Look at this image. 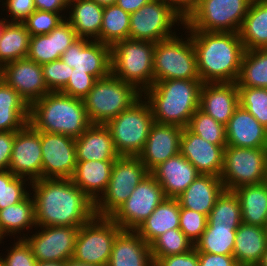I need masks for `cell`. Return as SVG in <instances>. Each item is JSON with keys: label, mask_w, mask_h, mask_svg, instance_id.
I'll return each instance as SVG.
<instances>
[{"label": "cell", "mask_w": 267, "mask_h": 266, "mask_svg": "<svg viewBox=\"0 0 267 266\" xmlns=\"http://www.w3.org/2000/svg\"><path fill=\"white\" fill-rule=\"evenodd\" d=\"M30 188L36 226L80 227L95 216L94 203L71 179L41 178Z\"/></svg>", "instance_id": "6da1fadb"}, {"label": "cell", "mask_w": 267, "mask_h": 266, "mask_svg": "<svg viewBox=\"0 0 267 266\" xmlns=\"http://www.w3.org/2000/svg\"><path fill=\"white\" fill-rule=\"evenodd\" d=\"M197 55V70L203 83L236 82L244 45L235 32L188 31Z\"/></svg>", "instance_id": "7a4b0ae2"}, {"label": "cell", "mask_w": 267, "mask_h": 266, "mask_svg": "<svg viewBox=\"0 0 267 266\" xmlns=\"http://www.w3.org/2000/svg\"><path fill=\"white\" fill-rule=\"evenodd\" d=\"M200 79H170L154 82L142 93L148 102L154 122L185 128L200 105Z\"/></svg>", "instance_id": "3957f363"}, {"label": "cell", "mask_w": 267, "mask_h": 266, "mask_svg": "<svg viewBox=\"0 0 267 266\" xmlns=\"http://www.w3.org/2000/svg\"><path fill=\"white\" fill-rule=\"evenodd\" d=\"M29 123L38 131L79 137L92 123L82 99L48 92L29 108Z\"/></svg>", "instance_id": "277c9868"}, {"label": "cell", "mask_w": 267, "mask_h": 266, "mask_svg": "<svg viewBox=\"0 0 267 266\" xmlns=\"http://www.w3.org/2000/svg\"><path fill=\"white\" fill-rule=\"evenodd\" d=\"M155 43L125 39L110 47L111 74L143 93L154 83Z\"/></svg>", "instance_id": "5b68a950"}, {"label": "cell", "mask_w": 267, "mask_h": 266, "mask_svg": "<svg viewBox=\"0 0 267 266\" xmlns=\"http://www.w3.org/2000/svg\"><path fill=\"white\" fill-rule=\"evenodd\" d=\"M142 93L111 73L97 79L90 92L82 99L92 124L105 125L135 103Z\"/></svg>", "instance_id": "8992f818"}, {"label": "cell", "mask_w": 267, "mask_h": 266, "mask_svg": "<svg viewBox=\"0 0 267 266\" xmlns=\"http://www.w3.org/2000/svg\"><path fill=\"white\" fill-rule=\"evenodd\" d=\"M252 1L194 0L182 29L238 33Z\"/></svg>", "instance_id": "52a82bcc"}, {"label": "cell", "mask_w": 267, "mask_h": 266, "mask_svg": "<svg viewBox=\"0 0 267 266\" xmlns=\"http://www.w3.org/2000/svg\"><path fill=\"white\" fill-rule=\"evenodd\" d=\"M142 98L105 124L120 156H138L154 123L151 108Z\"/></svg>", "instance_id": "ba28073f"}, {"label": "cell", "mask_w": 267, "mask_h": 266, "mask_svg": "<svg viewBox=\"0 0 267 266\" xmlns=\"http://www.w3.org/2000/svg\"><path fill=\"white\" fill-rule=\"evenodd\" d=\"M185 38L177 34L155 43L154 82L170 79H200L197 70V55L190 33Z\"/></svg>", "instance_id": "9c48e42d"}, {"label": "cell", "mask_w": 267, "mask_h": 266, "mask_svg": "<svg viewBox=\"0 0 267 266\" xmlns=\"http://www.w3.org/2000/svg\"><path fill=\"white\" fill-rule=\"evenodd\" d=\"M149 173L138 156H119L114 161L105 192L94 203L95 215L111 217Z\"/></svg>", "instance_id": "30bf717a"}, {"label": "cell", "mask_w": 267, "mask_h": 266, "mask_svg": "<svg viewBox=\"0 0 267 266\" xmlns=\"http://www.w3.org/2000/svg\"><path fill=\"white\" fill-rule=\"evenodd\" d=\"M179 23L183 26L185 17L171 4L151 0L130 14L129 38L157 43L178 34L172 28Z\"/></svg>", "instance_id": "8fae6325"}, {"label": "cell", "mask_w": 267, "mask_h": 266, "mask_svg": "<svg viewBox=\"0 0 267 266\" xmlns=\"http://www.w3.org/2000/svg\"><path fill=\"white\" fill-rule=\"evenodd\" d=\"M122 230L110 217L95 215L79 227L72 258L81 263L107 266L114 239Z\"/></svg>", "instance_id": "7c38bea8"}, {"label": "cell", "mask_w": 267, "mask_h": 266, "mask_svg": "<svg viewBox=\"0 0 267 266\" xmlns=\"http://www.w3.org/2000/svg\"><path fill=\"white\" fill-rule=\"evenodd\" d=\"M267 148L226 146L220 178L225 190L265 181Z\"/></svg>", "instance_id": "4fadbf2b"}, {"label": "cell", "mask_w": 267, "mask_h": 266, "mask_svg": "<svg viewBox=\"0 0 267 266\" xmlns=\"http://www.w3.org/2000/svg\"><path fill=\"white\" fill-rule=\"evenodd\" d=\"M165 199L161 185L149 173L110 218L123 230L135 231Z\"/></svg>", "instance_id": "5bb4252c"}, {"label": "cell", "mask_w": 267, "mask_h": 266, "mask_svg": "<svg viewBox=\"0 0 267 266\" xmlns=\"http://www.w3.org/2000/svg\"><path fill=\"white\" fill-rule=\"evenodd\" d=\"M34 230L38 232L23 239L37 262H66L73 257L79 227L37 226Z\"/></svg>", "instance_id": "9a60e30c"}, {"label": "cell", "mask_w": 267, "mask_h": 266, "mask_svg": "<svg viewBox=\"0 0 267 266\" xmlns=\"http://www.w3.org/2000/svg\"><path fill=\"white\" fill-rule=\"evenodd\" d=\"M42 178L71 179L77 164L75 138L41 131Z\"/></svg>", "instance_id": "2e32d148"}, {"label": "cell", "mask_w": 267, "mask_h": 266, "mask_svg": "<svg viewBox=\"0 0 267 266\" xmlns=\"http://www.w3.org/2000/svg\"><path fill=\"white\" fill-rule=\"evenodd\" d=\"M8 170L31 182L42 178L41 131L30 123L15 133Z\"/></svg>", "instance_id": "e0dca14e"}, {"label": "cell", "mask_w": 267, "mask_h": 266, "mask_svg": "<svg viewBox=\"0 0 267 266\" xmlns=\"http://www.w3.org/2000/svg\"><path fill=\"white\" fill-rule=\"evenodd\" d=\"M0 77L29 107L50 92L44 81L42 65L27 57L5 64L0 69Z\"/></svg>", "instance_id": "ac0fdd59"}, {"label": "cell", "mask_w": 267, "mask_h": 266, "mask_svg": "<svg viewBox=\"0 0 267 266\" xmlns=\"http://www.w3.org/2000/svg\"><path fill=\"white\" fill-rule=\"evenodd\" d=\"M60 59L75 71L86 72L96 79L105 78L111 73L110 46L100 41L78 38Z\"/></svg>", "instance_id": "d6986e66"}, {"label": "cell", "mask_w": 267, "mask_h": 266, "mask_svg": "<svg viewBox=\"0 0 267 266\" xmlns=\"http://www.w3.org/2000/svg\"><path fill=\"white\" fill-rule=\"evenodd\" d=\"M182 133L183 128L178 125L152 124L144 149L138 155L149 172L180 153Z\"/></svg>", "instance_id": "ffe728a7"}, {"label": "cell", "mask_w": 267, "mask_h": 266, "mask_svg": "<svg viewBox=\"0 0 267 266\" xmlns=\"http://www.w3.org/2000/svg\"><path fill=\"white\" fill-rule=\"evenodd\" d=\"M226 146L209 143L188 127L183 128L180 153L193 164L200 174L220 177Z\"/></svg>", "instance_id": "44dd1931"}, {"label": "cell", "mask_w": 267, "mask_h": 266, "mask_svg": "<svg viewBox=\"0 0 267 266\" xmlns=\"http://www.w3.org/2000/svg\"><path fill=\"white\" fill-rule=\"evenodd\" d=\"M239 105L236 82L203 83L199 108L217 122L226 126Z\"/></svg>", "instance_id": "7402d4cb"}, {"label": "cell", "mask_w": 267, "mask_h": 266, "mask_svg": "<svg viewBox=\"0 0 267 266\" xmlns=\"http://www.w3.org/2000/svg\"><path fill=\"white\" fill-rule=\"evenodd\" d=\"M78 38L71 24L65 19L50 33L30 37L27 58L40 65L58 60Z\"/></svg>", "instance_id": "603a6c76"}, {"label": "cell", "mask_w": 267, "mask_h": 266, "mask_svg": "<svg viewBox=\"0 0 267 266\" xmlns=\"http://www.w3.org/2000/svg\"><path fill=\"white\" fill-rule=\"evenodd\" d=\"M150 174L161 185L165 197L172 199H177L200 175L181 153L159 164Z\"/></svg>", "instance_id": "cb8c5ba5"}, {"label": "cell", "mask_w": 267, "mask_h": 266, "mask_svg": "<svg viewBox=\"0 0 267 266\" xmlns=\"http://www.w3.org/2000/svg\"><path fill=\"white\" fill-rule=\"evenodd\" d=\"M227 146L267 148V129L239 105L226 125Z\"/></svg>", "instance_id": "d4e9b609"}, {"label": "cell", "mask_w": 267, "mask_h": 266, "mask_svg": "<svg viewBox=\"0 0 267 266\" xmlns=\"http://www.w3.org/2000/svg\"><path fill=\"white\" fill-rule=\"evenodd\" d=\"M107 266H154L150 244L134 230H122L114 239Z\"/></svg>", "instance_id": "484cf974"}, {"label": "cell", "mask_w": 267, "mask_h": 266, "mask_svg": "<svg viewBox=\"0 0 267 266\" xmlns=\"http://www.w3.org/2000/svg\"><path fill=\"white\" fill-rule=\"evenodd\" d=\"M220 177L200 174L178 197L180 208H187L208 216L217 198L224 192Z\"/></svg>", "instance_id": "4316f807"}, {"label": "cell", "mask_w": 267, "mask_h": 266, "mask_svg": "<svg viewBox=\"0 0 267 266\" xmlns=\"http://www.w3.org/2000/svg\"><path fill=\"white\" fill-rule=\"evenodd\" d=\"M77 161L116 160L117 153L112 136L103 124H91L75 138Z\"/></svg>", "instance_id": "83f0119b"}, {"label": "cell", "mask_w": 267, "mask_h": 266, "mask_svg": "<svg viewBox=\"0 0 267 266\" xmlns=\"http://www.w3.org/2000/svg\"><path fill=\"white\" fill-rule=\"evenodd\" d=\"M114 161H77L71 180L95 203L109 184Z\"/></svg>", "instance_id": "f1b7e54d"}, {"label": "cell", "mask_w": 267, "mask_h": 266, "mask_svg": "<svg viewBox=\"0 0 267 266\" xmlns=\"http://www.w3.org/2000/svg\"><path fill=\"white\" fill-rule=\"evenodd\" d=\"M267 248L264 227L242 222L236 230L233 256L239 266H257Z\"/></svg>", "instance_id": "f546056e"}, {"label": "cell", "mask_w": 267, "mask_h": 266, "mask_svg": "<svg viewBox=\"0 0 267 266\" xmlns=\"http://www.w3.org/2000/svg\"><path fill=\"white\" fill-rule=\"evenodd\" d=\"M67 9L71 24L79 38L99 41L104 7L93 0H70Z\"/></svg>", "instance_id": "4dcf8cb0"}, {"label": "cell", "mask_w": 267, "mask_h": 266, "mask_svg": "<svg viewBox=\"0 0 267 266\" xmlns=\"http://www.w3.org/2000/svg\"><path fill=\"white\" fill-rule=\"evenodd\" d=\"M180 205L177 199L166 198L135 230L148 244L168 230L179 228Z\"/></svg>", "instance_id": "1f68e13d"}, {"label": "cell", "mask_w": 267, "mask_h": 266, "mask_svg": "<svg viewBox=\"0 0 267 266\" xmlns=\"http://www.w3.org/2000/svg\"><path fill=\"white\" fill-rule=\"evenodd\" d=\"M245 50L267 49V0H253L240 30Z\"/></svg>", "instance_id": "d6a6232c"}, {"label": "cell", "mask_w": 267, "mask_h": 266, "mask_svg": "<svg viewBox=\"0 0 267 266\" xmlns=\"http://www.w3.org/2000/svg\"><path fill=\"white\" fill-rule=\"evenodd\" d=\"M33 227L37 226L31 193L23 201L0 210V231L4 237L13 236V239H23L27 235L23 231L29 233L31 230L32 234Z\"/></svg>", "instance_id": "836d02e7"}, {"label": "cell", "mask_w": 267, "mask_h": 266, "mask_svg": "<svg viewBox=\"0 0 267 266\" xmlns=\"http://www.w3.org/2000/svg\"><path fill=\"white\" fill-rule=\"evenodd\" d=\"M29 106L0 77V131H18L29 123Z\"/></svg>", "instance_id": "e575fe53"}, {"label": "cell", "mask_w": 267, "mask_h": 266, "mask_svg": "<svg viewBox=\"0 0 267 266\" xmlns=\"http://www.w3.org/2000/svg\"><path fill=\"white\" fill-rule=\"evenodd\" d=\"M241 204L242 222L265 226L267 219V185H243L233 190Z\"/></svg>", "instance_id": "d590c367"}, {"label": "cell", "mask_w": 267, "mask_h": 266, "mask_svg": "<svg viewBox=\"0 0 267 266\" xmlns=\"http://www.w3.org/2000/svg\"><path fill=\"white\" fill-rule=\"evenodd\" d=\"M30 33L23 23L9 22L0 39V69L7 63L26 58Z\"/></svg>", "instance_id": "8d00e7d4"}, {"label": "cell", "mask_w": 267, "mask_h": 266, "mask_svg": "<svg viewBox=\"0 0 267 266\" xmlns=\"http://www.w3.org/2000/svg\"><path fill=\"white\" fill-rule=\"evenodd\" d=\"M236 83L238 87L267 88V49L245 50Z\"/></svg>", "instance_id": "74e56055"}, {"label": "cell", "mask_w": 267, "mask_h": 266, "mask_svg": "<svg viewBox=\"0 0 267 266\" xmlns=\"http://www.w3.org/2000/svg\"><path fill=\"white\" fill-rule=\"evenodd\" d=\"M130 13L125 12L117 4L104 7L102 27L99 41L112 46L129 38Z\"/></svg>", "instance_id": "f35d334b"}, {"label": "cell", "mask_w": 267, "mask_h": 266, "mask_svg": "<svg viewBox=\"0 0 267 266\" xmlns=\"http://www.w3.org/2000/svg\"><path fill=\"white\" fill-rule=\"evenodd\" d=\"M238 227H207L200 238L195 242L197 252L210 254L233 255L236 230Z\"/></svg>", "instance_id": "ab89813d"}, {"label": "cell", "mask_w": 267, "mask_h": 266, "mask_svg": "<svg viewBox=\"0 0 267 266\" xmlns=\"http://www.w3.org/2000/svg\"><path fill=\"white\" fill-rule=\"evenodd\" d=\"M211 227H239L242 224L241 204L234 191L224 190L208 215Z\"/></svg>", "instance_id": "60d3db41"}, {"label": "cell", "mask_w": 267, "mask_h": 266, "mask_svg": "<svg viewBox=\"0 0 267 266\" xmlns=\"http://www.w3.org/2000/svg\"><path fill=\"white\" fill-rule=\"evenodd\" d=\"M193 248L192 241L179 228L166 231L150 244L152 259L183 254Z\"/></svg>", "instance_id": "b9f144b4"}, {"label": "cell", "mask_w": 267, "mask_h": 266, "mask_svg": "<svg viewBox=\"0 0 267 266\" xmlns=\"http://www.w3.org/2000/svg\"><path fill=\"white\" fill-rule=\"evenodd\" d=\"M187 127L209 143L227 145L226 126L217 122L200 108L192 115Z\"/></svg>", "instance_id": "7bdbcfd3"}, {"label": "cell", "mask_w": 267, "mask_h": 266, "mask_svg": "<svg viewBox=\"0 0 267 266\" xmlns=\"http://www.w3.org/2000/svg\"><path fill=\"white\" fill-rule=\"evenodd\" d=\"M27 185H31L29 179L15 176L9 170L0 171V210L23 201L31 192Z\"/></svg>", "instance_id": "ee69618b"}, {"label": "cell", "mask_w": 267, "mask_h": 266, "mask_svg": "<svg viewBox=\"0 0 267 266\" xmlns=\"http://www.w3.org/2000/svg\"><path fill=\"white\" fill-rule=\"evenodd\" d=\"M239 104L267 129V88L238 87Z\"/></svg>", "instance_id": "f6af8a7d"}, {"label": "cell", "mask_w": 267, "mask_h": 266, "mask_svg": "<svg viewBox=\"0 0 267 266\" xmlns=\"http://www.w3.org/2000/svg\"><path fill=\"white\" fill-rule=\"evenodd\" d=\"M67 13H53L41 10L32 12L22 23L30 33V36L50 33L62 21Z\"/></svg>", "instance_id": "bcb514c9"}, {"label": "cell", "mask_w": 267, "mask_h": 266, "mask_svg": "<svg viewBox=\"0 0 267 266\" xmlns=\"http://www.w3.org/2000/svg\"><path fill=\"white\" fill-rule=\"evenodd\" d=\"M73 68L61 59L42 65L45 84L50 92L61 91L70 79Z\"/></svg>", "instance_id": "7dc6e473"}, {"label": "cell", "mask_w": 267, "mask_h": 266, "mask_svg": "<svg viewBox=\"0 0 267 266\" xmlns=\"http://www.w3.org/2000/svg\"><path fill=\"white\" fill-rule=\"evenodd\" d=\"M207 223L208 216L187 208H181L179 229L193 244H195L203 234Z\"/></svg>", "instance_id": "c3c4849f"}, {"label": "cell", "mask_w": 267, "mask_h": 266, "mask_svg": "<svg viewBox=\"0 0 267 266\" xmlns=\"http://www.w3.org/2000/svg\"><path fill=\"white\" fill-rule=\"evenodd\" d=\"M8 249L4 257L0 253V260L4 266H36L37 260L24 239H17Z\"/></svg>", "instance_id": "681fc988"}, {"label": "cell", "mask_w": 267, "mask_h": 266, "mask_svg": "<svg viewBox=\"0 0 267 266\" xmlns=\"http://www.w3.org/2000/svg\"><path fill=\"white\" fill-rule=\"evenodd\" d=\"M96 80L93 75L73 69L67 85L60 92L74 98L83 99L93 88Z\"/></svg>", "instance_id": "f907efd6"}, {"label": "cell", "mask_w": 267, "mask_h": 266, "mask_svg": "<svg viewBox=\"0 0 267 266\" xmlns=\"http://www.w3.org/2000/svg\"><path fill=\"white\" fill-rule=\"evenodd\" d=\"M2 2L3 11L5 10V14L7 13L8 18L6 19L8 22H19L22 23L35 9L34 0H0ZM11 19V20H10Z\"/></svg>", "instance_id": "816d5d0a"}, {"label": "cell", "mask_w": 267, "mask_h": 266, "mask_svg": "<svg viewBox=\"0 0 267 266\" xmlns=\"http://www.w3.org/2000/svg\"><path fill=\"white\" fill-rule=\"evenodd\" d=\"M153 262L154 266H199L198 252L194 248L183 254L153 259Z\"/></svg>", "instance_id": "f5cc1de1"}, {"label": "cell", "mask_w": 267, "mask_h": 266, "mask_svg": "<svg viewBox=\"0 0 267 266\" xmlns=\"http://www.w3.org/2000/svg\"><path fill=\"white\" fill-rule=\"evenodd\" d=\"M16 132L0 131V171L9 169Z\"/></svg>", "instance_id": "db71d44e"}, {"label": "cell", "mask_w": 267, "mask_h": 266, "mask_svg": "<svg viewBox=\"0 0 267 266\" xmlns=\"http://www.w3.org/2000/svg\"><path fill=\"white\" fill-rule=\"evenodd\" d=\"M199 266H239L233 255L210 254L198 252Z\"/></svg>", "instance_id": "11a10c76"}, {"label": "cell", "mask_w": 267, "mask_h": 266, "mask_svg": "<svg viewBox=\"0 0 267 266\" xmlns=\"http://www.w3.org/2000/svg\"><path fill=\"white\" fill-rule=\"evenodd\" d=\"M70 0H34L35 9L53 13L67 12Z\"/></svg>", "instance_id": "9f6ffc18"}, {"label": "cell", "mask_w": 267, "mask_h": 266, "mask_svg": "<svg viewBox=\"0 0 267 266\" xmlns=\"http://www.w3.org/2000/svg\"><path fill=\"white\" fill-rule=\"evenodd\" d=\"M151 0H117L116 4L125 12L133 13Z\"/></svg>", "instance_id": "6f0895ef"}, {"label": "cell", "mask_w": 267, "mask_h": 266, "mask_svg": "<svg viewBox=\"0 0 267 266\" xmlns=\"http://www.w3.org/2000/svg\"><path fill=\"white\" fill-rule=\"evenodd\" d=\"M171 4L184 17L191 11L194 0H159Z\"/></svg>", "instance_id": "680465c9"}, {"label": "cell", "mask_w": 267, "mask_h": 266, "mask_svg": "<svg viewBox=\"0 0 267 266\" xmlns=\"http://www.w3.org/2000/svg\"><path fill=\"white\" fill-rule=\"evenodd\" d=\"M65 266H98V265L81 263L71 258L65 262Z\"/></svg>", "instance_id": "91938a15"}, {"label": "cell", "mask_w": 267, "mask_h": 266, "mask_svg": "<svg viewBox=\"0 0 267 266\" xmlns=\"http://www.w3.org/2000/svg\"><path fill=\"white\" fill-rule=\"evenodd\" d=\"M36 266H65V262H37Z\"/></svg>", "instance_id": "94428289"}, {"label": "cell", "mask_w": 267, "mask_h": 266, "mask_svg": "<svg viewBox=\"0 0 267 266\" xmlns=\"http://www.w3.org/2000/svg\"><path fill=\"white\" fill-rule=\"evenodd\" d=\"M102 7L110 6L116 4L117 0H93Z\"/></svg>", "instance_id": "6125c7cd"}, {"label": "cell", "mask_w": 267, "mask_h": 266, "mask_svg": "<svg viewBox=\"0 0 267 266\" xmlns=\"http://www.w3.org/2000/svg\"><path fill=\"white\" fill-rule=\"evenodd\" d=\"M6 19L7 18H3V17L0 18V39L2 37L5 26L9 23Z\"/></svg>", "instance_id": "be15d7a7"}, {"label": "cell", "mask_w": 267, "mask_h": 266, "mask_svg": "<svg viewBox=\"0 0 267 266\" xmlns=\"http://www.w3.org/2000/svg\"><path fill=\"white\" fill-rule=\"evenodd\" d=\"M257 266H267V248L266 251L263 254L262 260Z\"/></svg>", "instance_id": "e7e4bbea"}, {"label": "cell", "mask_w": 267, "mask_h": 266, "mask_svg": "<svg viewBox=\"0 0 267 266\" xmlns=\"http://www.w3.org/2000/svg\"><path fill=\"white\" fill-rule=\"evenodd\" d=\"M264 183L267 185V159H266V170H265V181Z\"/></svg>", "instance_id": "03108f58"}, {"label": "cell", "mask_w": 267, "mask_h": 266, "mask_svg": "<svg viewBox=\"0 0 267 266\" xmlns=\"http://www.w3.org/2000/svg\"><path fill=\"white\" fill-rule=\"evenodd\" d=\"M3 239H4V235L0 231V244L2 243Z\"/></svg>", "instance_id": "003e7915"}, {"label": "cell", "mask_w": 267, "mask_h": 266, "mask_svg": "<svg viewBox=\"0 0 267 266\" xmlns=\"http://www.w3.org/2000/svg\"><path fill=\"white\" fill-rule=\"evenodd\" d=\"M264 230H265V232L267 234V219H266V222H265Z\"/></svg>", "instance_id": "a7ac6f4b"}, {"label": "cell", "mask_w": 267, "mask_h": 266, "mask_svg": "<svg viewBox=\"0 0 267 266\" xmlns=\"http://www.w3.org/2000/svg\"><path fill=\"white\" fill-rule=\"evenodd\" d=\"M0 266H4V264L2 263V261L0 260Z\"/></svg>", "instance_id": "89a4df30"}]
</instances>
